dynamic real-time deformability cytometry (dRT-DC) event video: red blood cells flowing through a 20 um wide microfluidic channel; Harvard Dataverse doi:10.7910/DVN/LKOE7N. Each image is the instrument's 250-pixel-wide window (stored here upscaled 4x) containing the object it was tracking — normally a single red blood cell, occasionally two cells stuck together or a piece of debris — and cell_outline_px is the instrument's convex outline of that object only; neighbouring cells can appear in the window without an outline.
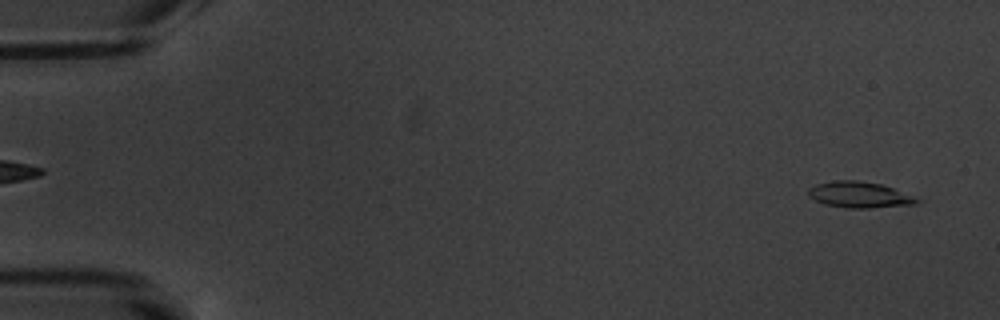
{"species": "common noctule bat (a hibernating species)", "species_latin": "Nyctalus noctula", "temperature_condition": "warm", "stored_images_in_passage": 4, "camera_frame_rate_fps": 3000, "um_per_image_px": 0.085, "animal": {"sex": "male", "body_mass_g": 20.1, "forearm_length_mm": 53.5}, "frame": {"image": 1, "passage_image": 1, "time_ms": 0.0, "image_size_px": [1000, 320], "cell_outline_px": [[924, 200], [916, 204], [868, 208], [848, 208], [824, 204], [808, 196], [808, 188], [816, 184], [832, 180], [856, 180], [880, 184], [892, 188]], "centroid_in_image_um": [73.04, 16.55], "position_along_channel_um": 12.0, "area_um2": 16.47}}
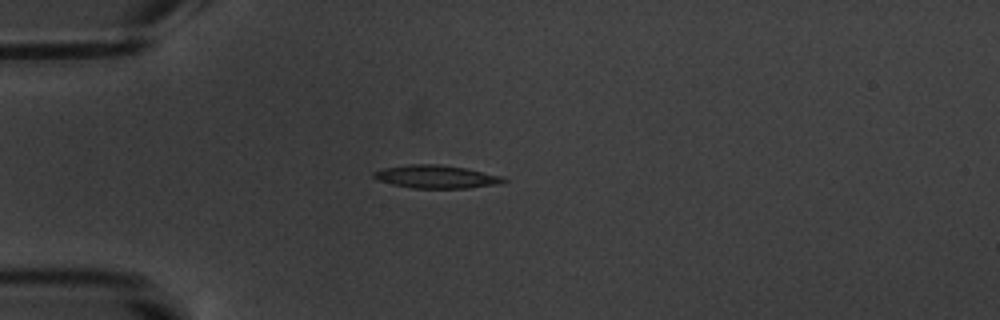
{"frame": {"image": 2, "passage_image": 4, "time_ms": 4.333, "image_size_px": [1000, 320], "cell_outline_px": [[508, 180], [496, 184], [468, 188], [416, 188], [392, 184], [376, 180], [372, 176], [372, 172], [384, 168], [412, 164], [440, 164], [464, 168], [500, 176]], "centroid_in_image_um": [37.01, 15.02], "position_along_channel_um": 48.0, "area_um2": 17.17}}